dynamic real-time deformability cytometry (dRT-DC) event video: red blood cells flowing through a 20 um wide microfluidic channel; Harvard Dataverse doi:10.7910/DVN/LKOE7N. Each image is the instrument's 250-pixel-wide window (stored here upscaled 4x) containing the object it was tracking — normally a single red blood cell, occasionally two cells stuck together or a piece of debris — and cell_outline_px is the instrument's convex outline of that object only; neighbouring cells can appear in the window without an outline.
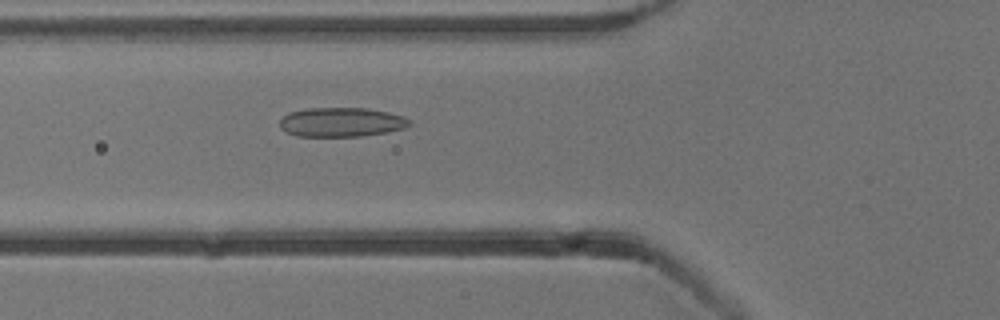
{"species": "common noctule bat (a hibernating species)", "species_latin": "Nyctalus noctula", "temperature_condition": "cold", "stored_images_in_passage": 45, "camera_frame_rate_fps": 3000, "um_per_image_px": 0.085, "animal": {"sex": "male", "body_mass_g": 13.3}, "frame": {"image": 1, "passage_image": 11, "time_ms": 3.333, "image_size_px": [1000, 320], "cell_outline_px": [[412, 124], [404, 128], [384, 132], [360, 136], [296, 136], [280, 128], [280, 120], [288, 112], [308, 108], [368, 108], [388, 112], [404, 116], [412, 120]], "centroid_in_image_um": [29.03, 10.37], "position_along_channel_um": 96.8, "area_um2": 22.14}}
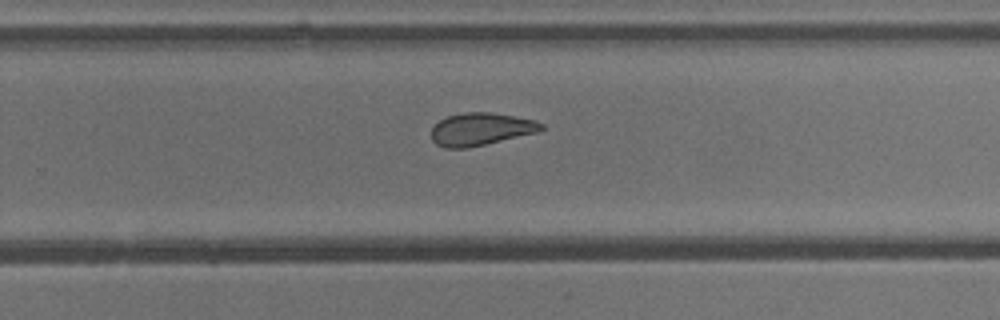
{"frame": {"image": 2, "passage_image": 26, "time_ms": 8.333, "image_size_px": [1000, 320], "cell_outline_px": [[544, 128], [540, 132], [484, 144], [464, 148], [444, 148], [436, 144], [432, 140], [432, 128], [440, 120], [448, 116], [464, 112], [488, 112], [536, 120], [544, 124]], "centroid_in_image_um": [40.89, 10.98], "position_along_channel_um": 288.9, "area_um2": 20.75}}
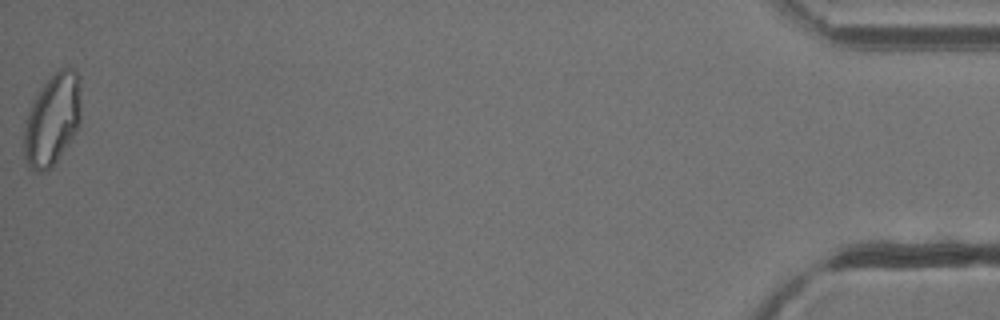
{"frame": {"image": 3, "passage_image": 45, "time_ms": 14.667, "image_size_px": [1000, 320], "cell_outline_px": [[80, 120], [72, 136], [56, 160], [44, 172], [36, 172], [28, 168], [24, 160], [24, 120], [32, 100], [44, 84], [60, 68], [68, 64], [76, 68], [80, 76]], "centroid_in_image_um": [4.43, 10.11], "position_along_channel_um": 430.8, "area_um2": 30.58}, "authors_computed_cell_mechanics": {"area_um2": 22.831, "velocity_mm_per_s": 3.8332, "shape_relaxation_time_tau1_ms": null, "shape_relaxation_time_tau2_ms": 2.1837, "deformation_change_tau1": null, "deformation_change_tau2": 0.0869}}